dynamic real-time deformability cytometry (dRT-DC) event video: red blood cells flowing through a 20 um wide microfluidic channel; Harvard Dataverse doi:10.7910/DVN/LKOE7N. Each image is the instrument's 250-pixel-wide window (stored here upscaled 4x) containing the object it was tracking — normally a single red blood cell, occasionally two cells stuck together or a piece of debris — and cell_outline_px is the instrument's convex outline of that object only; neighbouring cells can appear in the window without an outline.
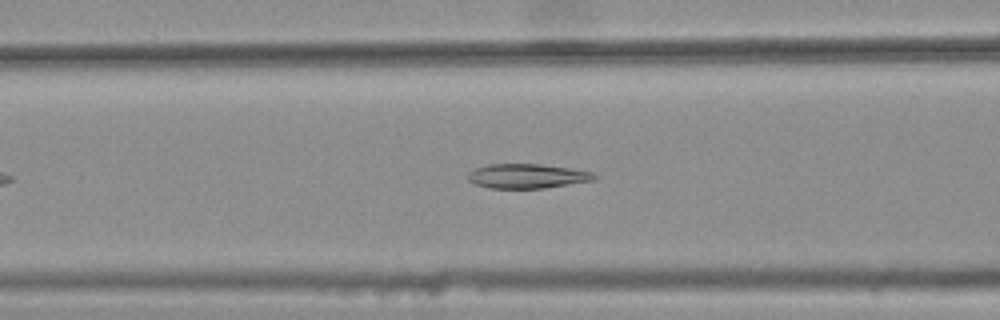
{"species": "common noctule bat (a hibernating species)", "species_latin": "Nyctalus noctula", "temperature_condition": "warm", "stored_images_in_passage": 35, "camera_frame_rate_fps": 3000, "um_per_image_px": 0.085, "animal": {"sex": "female", "body_mass_g": 25.1}, "frame": {"image": 1, "passage_image": 13, "time_ms": 4.0, "image_size_px": [1000, 320], "cell_outline_px": [[600, 176], [596, 180], [544, 188], [488, 188], [476, 184], [468, 180], [468, 172], [476, 168], [488, 164], [540, 164], [568, 168], [592, 172]], "centroid_in_image_um": [44.83, 14.97], "position_along_channel_um": 121.8, "area_um2": 18.03}}
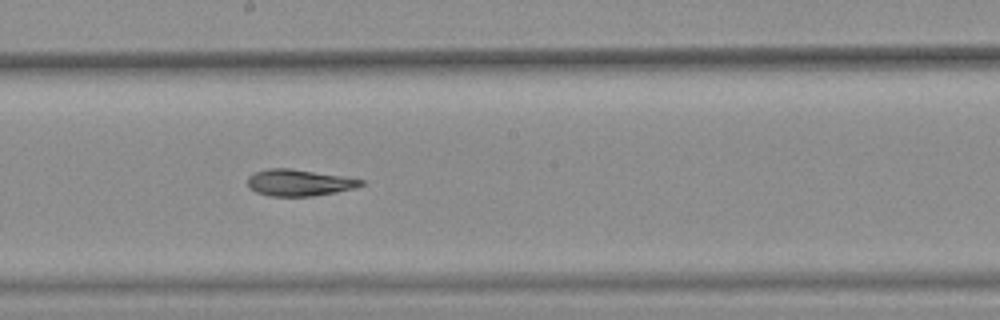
{"frame": {"image": 2, "passage_image": 21, "time_ms": 6.667, "image_size_px": [1000, 320], "cell_outline_px": [[364, 184], [356, 188], [336, 192], [312, 196], [268, 196], [256, 192], [248, 188], [248, 176], [256, 172], [268, 168], [288, 168], [340, 176], [364, 180]], "centroid_in_image_um": [25.39, 15.54], "position_along_channel_um": 222.8, "area_um2": 17.4}}
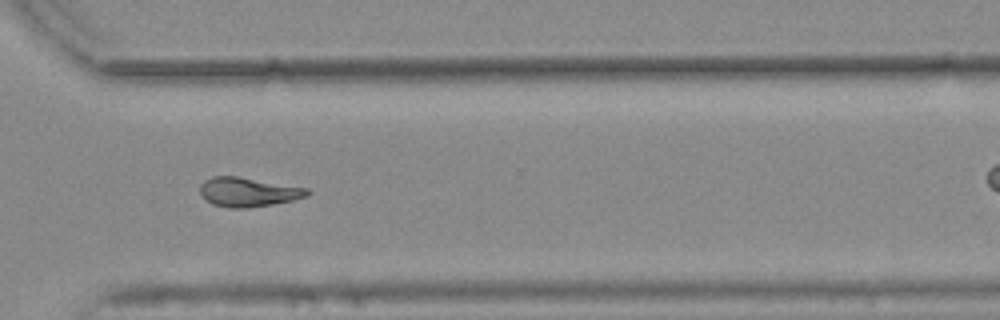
{"frame": {"image": 3, "passage_image": 31, "time_ms": 10.0, "image_size_px": [1000, 320], "cell_outline_px": [[312, 192], [308, 196], [292, 200], [272, 204], [248, 208], [228, 208], [212, 204], [200, 196], [200, 184], [204, 180], [212, 176], [236, 176], [308, 188]], "centroid_in_image_um": [21.07, 16.32], "position_along_channel_um": 349.5, "area_um2": 18.38}, "authors_computed_cell_mechanics": {"area_um2": 18.3226, "velocity_mm_per_s": 3.7925, "shape_relaxation_time_tau1_ms": null, "shape_relaxation_time_tau2_ms": 11.3476, "deformation_change_tau1": null, "deformation_change_tau2": 0.149}}